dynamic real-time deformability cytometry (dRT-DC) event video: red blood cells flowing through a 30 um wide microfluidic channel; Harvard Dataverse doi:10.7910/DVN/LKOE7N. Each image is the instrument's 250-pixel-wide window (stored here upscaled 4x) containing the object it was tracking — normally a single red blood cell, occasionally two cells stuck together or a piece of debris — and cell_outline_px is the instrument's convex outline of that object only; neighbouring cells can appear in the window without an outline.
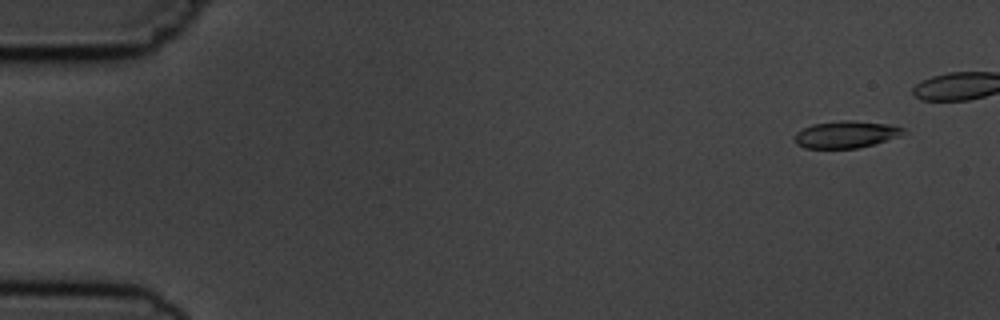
{"species": "common noctule bat (a hibernating species)", "species_latin": "Nyctalus noctula", "temperature_condition": "cold", "stored_images_in_passage": 9, "camera_frame_rate_fps": 3000, "um_per_image_px": 0.085, "animal": {"sex": "male", "body_mass_g": 19.5, "forearm_length_mm": 54.6}, "frame": {"image": 1, "passage_image": 1, "time_ms": 0.0, "image_size_px": [1000, 320], "cell_outline_px": [[904, 132], [900, 136], [872, 144], [856, 148], [804, 148], [796, 144], [796, 132], [812, 124], [840, 120], [848, 120], [888, 124], [904, 128]], "centroid_in_image_um": [71.89, 11.42], "position_along_channel_um": 13.1, "area_um2": 16.88}}
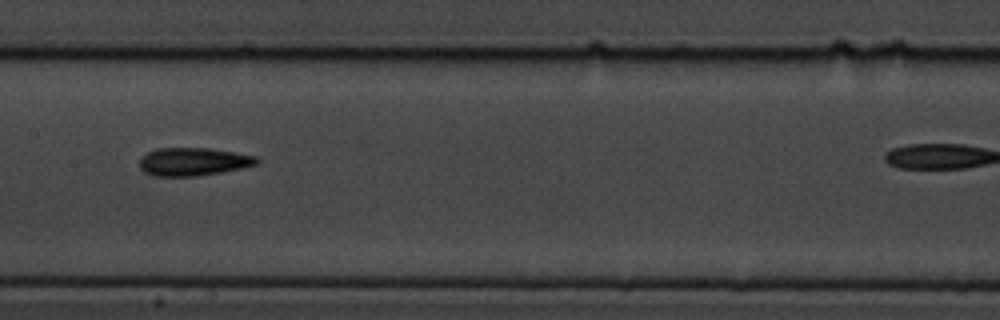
{"frame": {"image": 2, "passage_image": 8, "time_ms": 8.0, "image_size_px": [1000, 320], "cell_outline_px": [[260, 164], [220, 172], [196, 176], [152, 176], [144, 172], [140, 168], [140, 160], [148, 152], [156, 148], [208, 148], [256, 156], [260, 160]], "centroid_in_image_um": [16.43, 13.74], "position_along_channel_um": 191.0, "area_um2": 19.07}}